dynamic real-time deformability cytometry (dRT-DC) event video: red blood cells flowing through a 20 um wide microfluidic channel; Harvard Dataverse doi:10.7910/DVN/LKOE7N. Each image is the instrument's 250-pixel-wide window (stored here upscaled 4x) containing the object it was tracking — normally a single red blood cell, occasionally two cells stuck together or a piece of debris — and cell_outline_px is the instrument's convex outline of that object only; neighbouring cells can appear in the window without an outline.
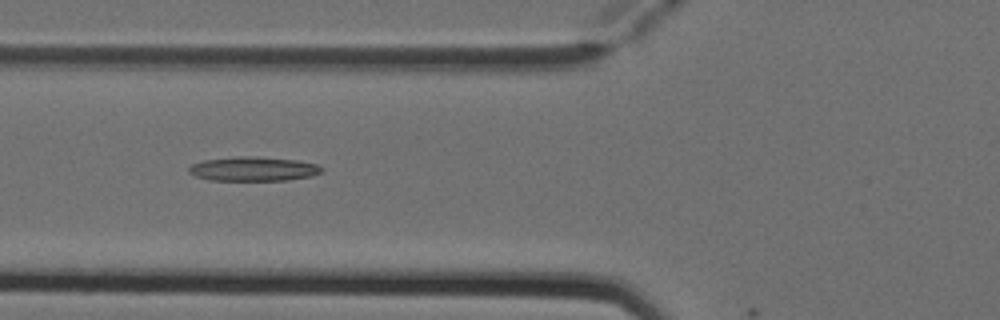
{"species": "Egyptian fruit bat (a non-hibernating species)", "species_latin": "Rousettus aegyptiacus", "temperature_condition": "cold", "stored_images_in_passage": 5, "camera_frame_rate_fps": 3000, "um_per_image_px": 0.085, "animal": {"sex": "female"}, "frame": {"image": 1, "passage_image": 4, "time_ms": 1.0, "image_size_px": [1000, 320], "cell_outline_px": [[324, 172], [312, 176], [288, 180], [208, 180], [196, 176], [188, 172], [188, 168], [192, 164], [204, 160], [236, 156], [248, 156], [296, 160], [316, 164], [324, 168]], "centroid_in_image_um": [21.55, 14.36], "position_along_channel_um": 104.3, "area_um2": 18.79}}